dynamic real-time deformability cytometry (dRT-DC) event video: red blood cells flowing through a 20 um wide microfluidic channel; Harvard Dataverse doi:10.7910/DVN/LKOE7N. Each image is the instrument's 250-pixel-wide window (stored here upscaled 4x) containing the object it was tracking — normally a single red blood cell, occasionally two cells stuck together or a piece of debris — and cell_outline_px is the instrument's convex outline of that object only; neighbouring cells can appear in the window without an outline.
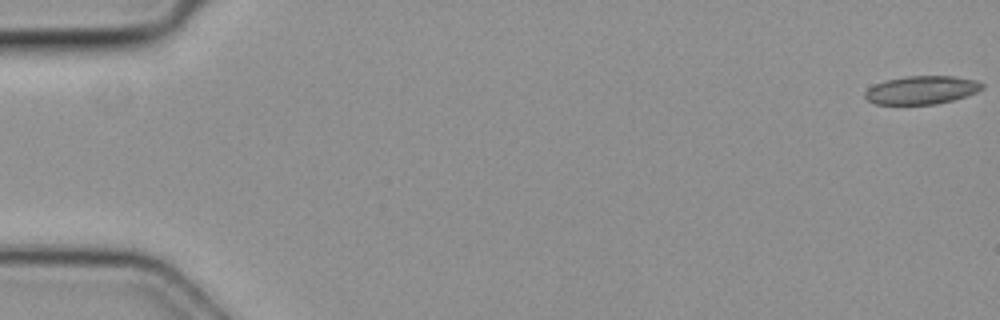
{"species": "common noctule bat (a hibernating species)", "species_latin": "Nyctalus noctula", "temperature_condition": "cold", "stored_images_in_passage": 3, "camera_frame_rate_fps": 3000, "um_per_image_px": 0.085, "animal": {"sex": "female", "body_mass_g": 19.3, "forearm_length_mm": 54.1}, "frame": {"image": 1, "passage_image": 1, "time_ms": 0.0, "image_size_px": [1000, 320], "cell_outline_px": [[984, 88], [976, 92], [952, 100], [936, 104], [876, 104], [868, 100], [864, 96], [864, 92], [868, 88], [884, 80], [904, 76], [952, 76], [976, 80], [984, 84]], "centroid_in_image_um": [78.32, 7.64], "position_along_channel_um": 6.7, "area_um2": 19.25}}